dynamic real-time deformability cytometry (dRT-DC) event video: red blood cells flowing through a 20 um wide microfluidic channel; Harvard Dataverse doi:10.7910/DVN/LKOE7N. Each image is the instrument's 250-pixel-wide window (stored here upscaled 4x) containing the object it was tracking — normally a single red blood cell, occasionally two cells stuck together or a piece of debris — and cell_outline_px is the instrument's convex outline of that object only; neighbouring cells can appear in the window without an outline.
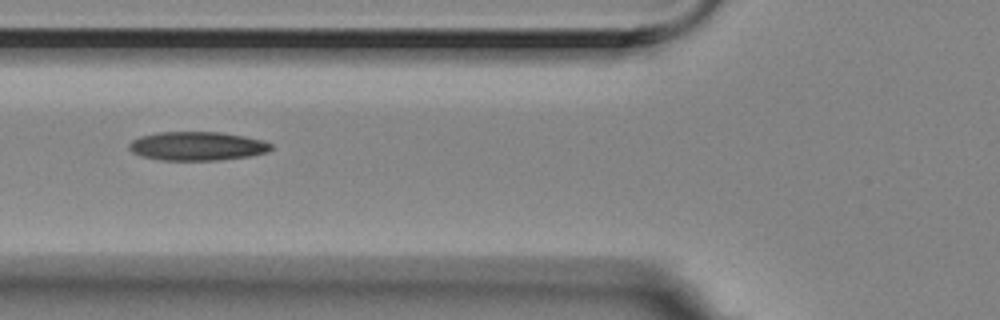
{"species": "Egyptian fruit bat (a non-hibernating species)", "species_latin": "Rousettus aegyptiacus", "temperature_condition": "room temperature", "stored_images_in_passage": 14, "camera_frame_rate_fps": 3000, "um_per_image_px": 0.085, "animal": {"sex": "female"}, "frame": {"image": 1, "passage_image": 5, "time_ms": 1.333, "image_size_px": [1000, 320], "cell_outline_px": [[272, 148], [268, 152], [248, 156], [216, 160], [160, 160], [140, 156], [132, 152], [128, 148], [128, 144], [132, 140], [140, 136], [160, 132], [220, 132], [244, 136], [264, 140], [272, 144]], "centroid_in_image_um": [16.74, 12.41], "position_along_channel_um": 109.1, "area_um2": 23.87}}
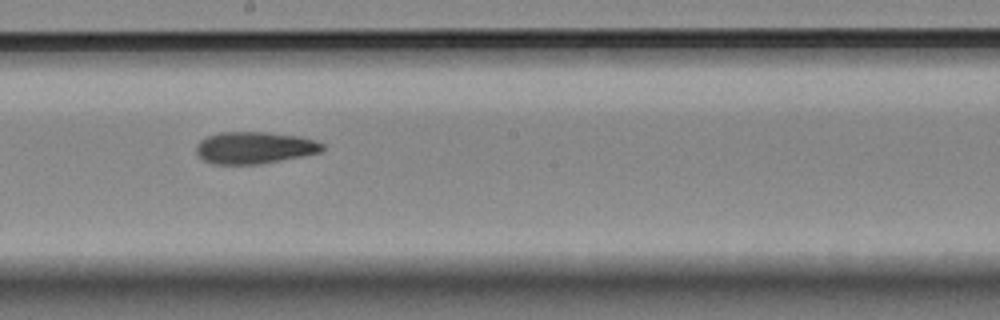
{"frame": {"image": 2, "passage_image": 8, "time_ms": 2.333, "image_size_px": [1000, 320], "cell_outline_px": [[324, 148], [320, 152], [304, 156], [260, 164], [212, 164], [204, 160], [196, 152], [196, 144], [200, 140], [208, 136], [220, 132], [264, 132], [300, 136], [316, 140], [324, 144]], "centroid_in_image_um": [21.64, 12.55], "position_along_channel_um": 226.6, "area_um2": 23.58}}
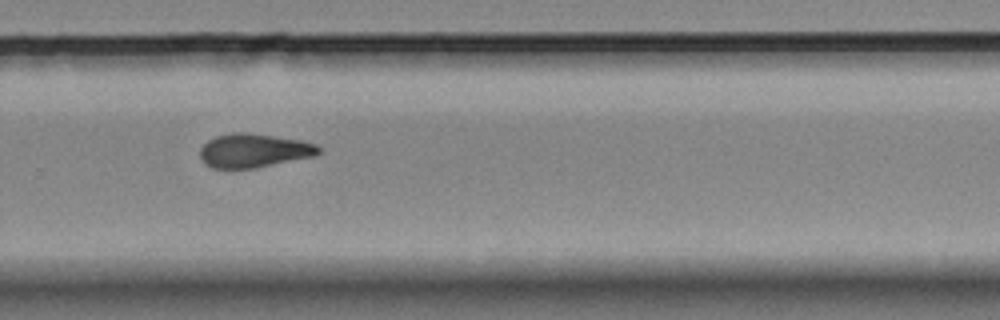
{"frame": {"image": 3, "passage_image": 10, "time_ms": 3.0, "image_size_px": [1000, 320], "cell_outline_px": [[320, 152], [316, 156], [256, 168], [212, 168], [204, 164], [200, 156], [200, 148], [208, 140], [216, 136], [232, 132], [248, 132], [300, 140], [316, 144], [320, 148]], "centroid_in_image_um": [21.57, 12.8], "position_along_channel_um": 308.2, "area_um2": 23.52}}